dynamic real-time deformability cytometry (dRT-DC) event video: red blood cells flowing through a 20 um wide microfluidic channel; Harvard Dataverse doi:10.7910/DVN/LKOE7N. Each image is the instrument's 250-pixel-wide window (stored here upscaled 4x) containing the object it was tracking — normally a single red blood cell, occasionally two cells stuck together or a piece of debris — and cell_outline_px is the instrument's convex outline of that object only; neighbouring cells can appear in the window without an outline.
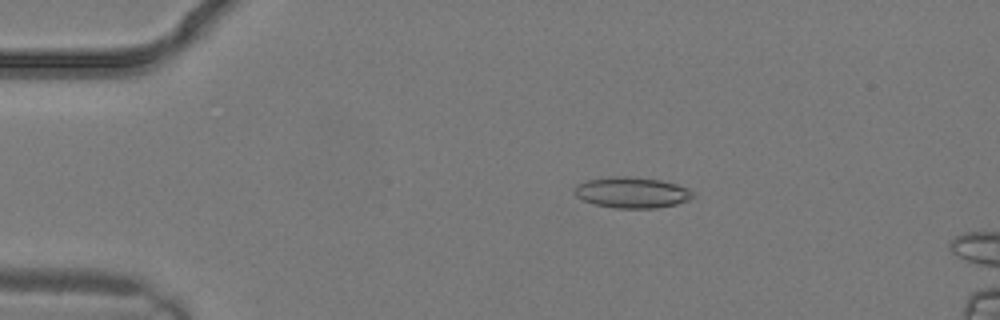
{"species": "common noctule bat (a hibernating species)", "species_latin": "Nyctalus noctula", "temperature_condition": "warm", "stored_images_in_passage": 2, "camera_frame_rate_fps": 3000, "um_per_image_px": 0.085, "animal": {"sex": "male", "body_mass_g": 19.2, "forearm_length_mm": 51.8}, "frame": {"image": 1, "passage_image": 1, "time_ms": 0.0, "image_size_px": [1000, 320], "cell_outline_px": [[696, 196], [688, 200], [676, 204], [656, 208], [612, 208], [596, 204], [584, 200], [576, 196], [572, 192], [576, 184], [588, 180], [608, 176], [628, 176], [660, 180], [676, 184], [688, 188]], "centroid_in_image_um": [53.69, 16.36], "position_along_channel_um": 31.3, "area_um2": 21.44}}